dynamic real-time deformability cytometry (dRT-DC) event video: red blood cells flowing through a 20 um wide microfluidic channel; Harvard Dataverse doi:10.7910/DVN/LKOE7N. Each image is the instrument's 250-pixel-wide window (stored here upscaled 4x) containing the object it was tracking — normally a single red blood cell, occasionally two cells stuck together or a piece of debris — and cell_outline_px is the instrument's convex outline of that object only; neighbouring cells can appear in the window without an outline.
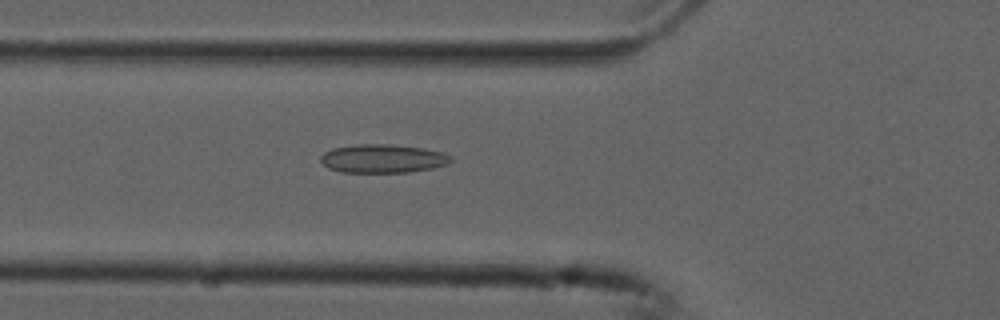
{"species": "common noctule bat (a hibernating species)", "species_latin": "Nyctalus noctula", "temperature_condition": "cold", "stored_images_in_passage": 54, "camera_frame_rate_fps": 3000, "um_per_image_px": 0.085, "animal": {"sex": "male", "forearm_length_mm": 52.5}, "frame": {"image": 1, "passage_image": 19, "time_ms": 6.0, "image_size_px": [1000, 320], "cell_outline_px": [[452, 160], [448, 164], [432, 168], [408, 172], [340, 172], [328, 168], [320, 160], [320, 156], [324, 152], [332, 148], [356, 144], [392, 144], [424, 148], [440, 152], [452, 156]], "centroid_in_image_um": [32.52, 13.47], "position_along_channel_um": 93.3, "area_um2": 21.73}}
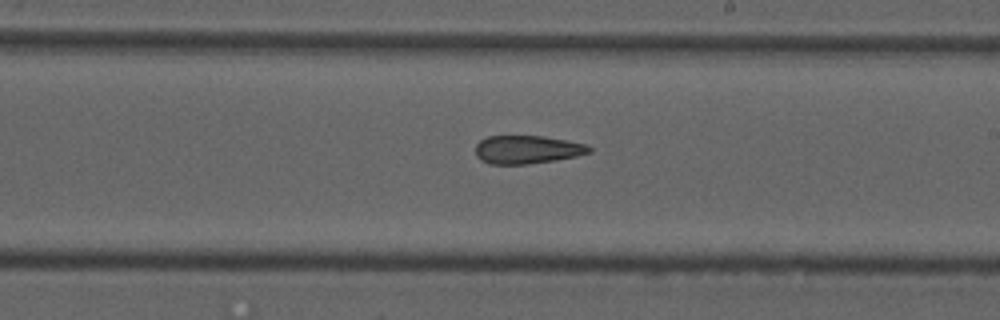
{"frame": {"image": 2, "passage_image": 31, "time_ms": 10.0, "image_size_px": [1000, 320], "cell_outline_px": [[592, 152], [576, 156], [556, 160], [528, 164], [488, 164], [480, 160], [476, 156], [476, 144], [480, 140], [488, 136], [544, 136], [588, 144], [592, 148]], "centroid_in_image_um": [44.82, 12.71], "position_along_channel_um": 244.2, "area_um2": 18.9}}
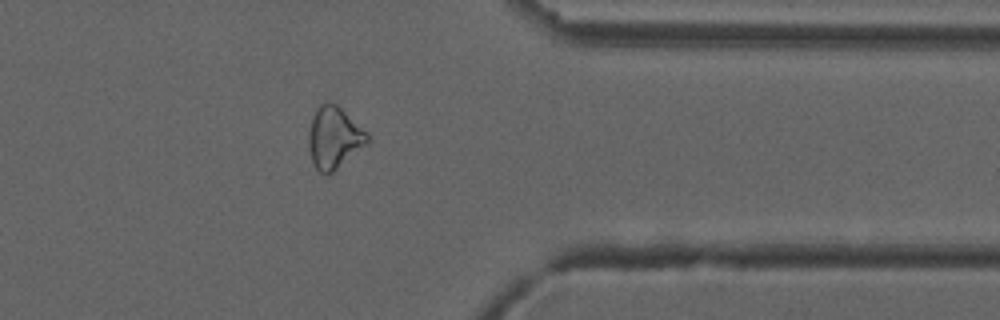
{"frame": {"image": 3, "passage_image": 43, "time_ms": 14.0, "image_size_px": [1000, 320], "cell_outline_px": [[372, 140], [368, 144], [332, 172], [320, 172], [316, 168], [312, 160], [308, 144], [308, 132], [316, 108], [320, 104], [336, 104], [368, 132]], "centroid_in_image_um": [28.43, 11.7], "position_along_channel_um": 383.0, "area_um2": 20.92}, "authors_computed_cell_mechanics": {"area_um2": 21.386, "velocity_mm_per_s": 3.767, "shape_relaxation_time_tau1_ms": null, "shape_relaxation_time_tau2_ms": 7.0885, "deformation_change_tau1": null, "deformation_change_tau2": 0.1878}}